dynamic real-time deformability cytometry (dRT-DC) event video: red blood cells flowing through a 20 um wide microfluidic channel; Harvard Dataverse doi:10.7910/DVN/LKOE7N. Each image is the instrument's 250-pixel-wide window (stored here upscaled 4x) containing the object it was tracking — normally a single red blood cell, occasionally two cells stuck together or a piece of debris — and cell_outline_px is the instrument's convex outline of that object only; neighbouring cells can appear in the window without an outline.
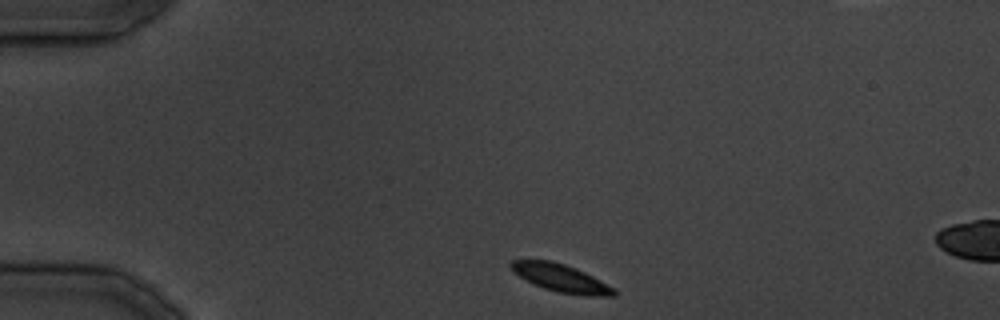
{"species": "common noctule bat (a hibernating species)", "species_latin": "Nyctalus noctula", "temperature_condition": "cold", "stored_images_in_passage": 4, "camera_frame_rate_fps": 3000, "um_per_image_px": 0.085, "animal": {"sex": "male", "body_mass_g": 19.5, "forearm_length_mm": 54.6}, "frame": {"image": 1, "passage_image": 1, "time_ms": 0.0, "image_size_px": [1000, 320], "cell_outline_px": [[616, 296], [588, 296], [560, 292], [544, 288], [512, 272], [508, 264], [512, 260], [552, 260], [576, 268], [616, 288]], "centroid_in_image_um": [47.69, 23.62], "position_along_channel_um": 37.3, "area_um2": 16.53}}